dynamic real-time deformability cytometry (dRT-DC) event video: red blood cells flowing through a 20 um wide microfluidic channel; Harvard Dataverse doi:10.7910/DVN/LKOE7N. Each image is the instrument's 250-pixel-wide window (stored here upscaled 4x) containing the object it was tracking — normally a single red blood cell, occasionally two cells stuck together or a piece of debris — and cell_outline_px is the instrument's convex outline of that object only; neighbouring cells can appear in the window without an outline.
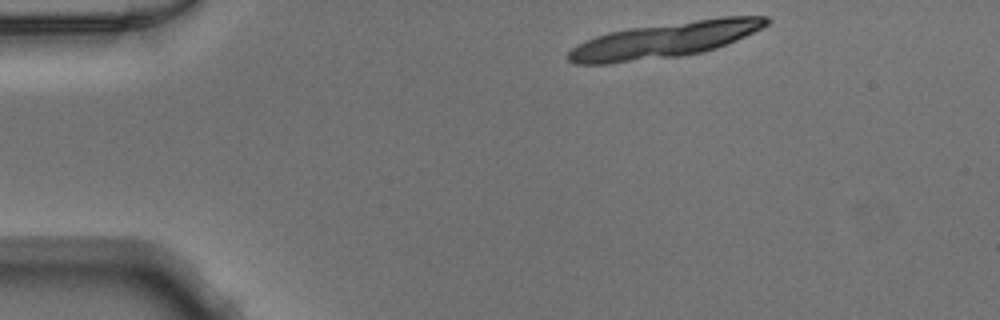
{"species": "Egyptian fruit bat (a non-hibernating species)", "species_latin": "Rousettus aegyptiacus", "temperature_condition": "warm", "stored_images_in_passage": 11, "camera_frame_rate_fps": 3000, "um_per_image_px": 0.085, "animal": {"sex": "male"}, "frame": {"image": 1, "passage_image": 1, "time_ms": 0.0, "image_size_px": [1000, 320], "cell_outline_px": [[772, 20], [768, 24], [736, 40], [716, 48], [704, 52], [680, 56], [608, 64], [576, 64], [568, 60], [564, 56], [572, 48], [596, 36], [608, 32], [628, 28], [724, 16], [768, 16]], "centroid_in_image_um": [56.49, 3.4], "position_along_channel_um": 28.5, "area_um2": 40.92}}